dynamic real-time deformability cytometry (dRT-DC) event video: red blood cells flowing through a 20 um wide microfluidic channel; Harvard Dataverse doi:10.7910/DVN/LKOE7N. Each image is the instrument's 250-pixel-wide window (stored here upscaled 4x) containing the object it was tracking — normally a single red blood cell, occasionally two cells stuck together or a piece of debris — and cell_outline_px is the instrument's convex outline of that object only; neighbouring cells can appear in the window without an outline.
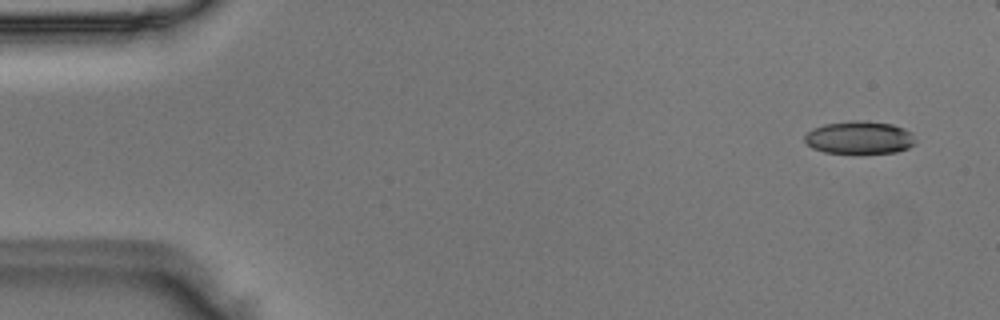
{"species": "Egyptian fruit bat (a non-hibernating species)", "species_latin": "Rousettus aegyptiacus", "temperature_condition": "room temperature", "stored_images_in_passage": 48, "camera_frame_rate_fps": 3000, "um_per_image_px": 0.085, "animal": {"sex": "male"}, "frame": {"image": 1, "passage_image": 3, "time_ms": 0.667, "image_size_px": [1000, 320], "cell_outline_px": [[916, 144], [908, 148], [896, 152], [824, 152], [812, 148], [804, 140], [804, 136], [812, 128], [824, 124], [856, 120], [864, 120], [892, 124], [904, 128], [912, 132], [916, 140]], "centroid_in_image_um": [73.08, 11.67], "position_along_channel_um": 11.9, "area_um2": 21.1}}
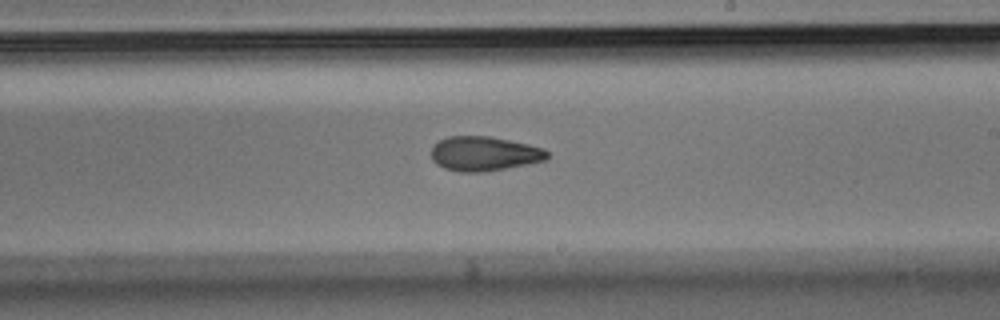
{"frame": {"image": 2, "passage_image": 30, "time_ms": 9.667, "image_size_px": [1000, 320], "cell_outline_px": [[548, 156], [544, 160], [484, 172], [460, 172], [444, 168], [436, 164], [432, 160], [432, 148], [440, 140], [448, 136], [488, 136], [528, 144], [544, 148], [548, 152]], "centroid_in_image_um": [41.12, 13.06], "position_along_channel_um": 247.9, "area_um2": 23.0}}
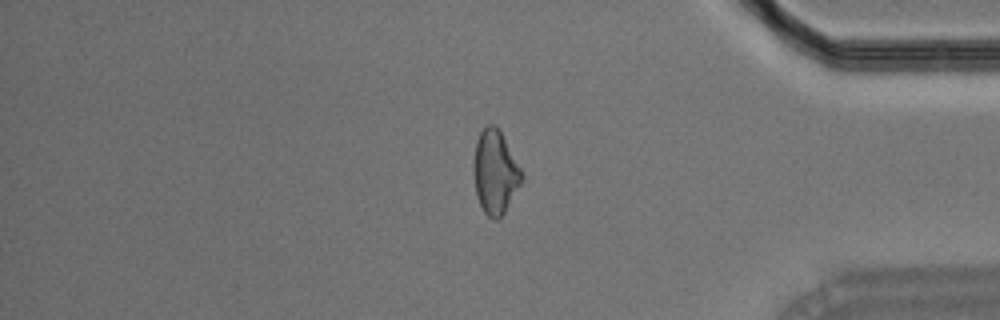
{"frame": {"image": 3, "passage_image": 43, "time_ms": 14.0, "image_size_px": [1000, 320], "cell_outline_px": [[524, 176], [520, 184], [504, 212], [496, 220], [488, 216], [484, 212], [480, 204], [476, 192], [472, 172], [472, 164], [476, 140], [480, 132], [488, 124], [496, 124], [500, 128]], "centroid_in_image_um": [42.06, 14.57], "position_along_channel_um": 393.1, "area_um2": 23.47}}